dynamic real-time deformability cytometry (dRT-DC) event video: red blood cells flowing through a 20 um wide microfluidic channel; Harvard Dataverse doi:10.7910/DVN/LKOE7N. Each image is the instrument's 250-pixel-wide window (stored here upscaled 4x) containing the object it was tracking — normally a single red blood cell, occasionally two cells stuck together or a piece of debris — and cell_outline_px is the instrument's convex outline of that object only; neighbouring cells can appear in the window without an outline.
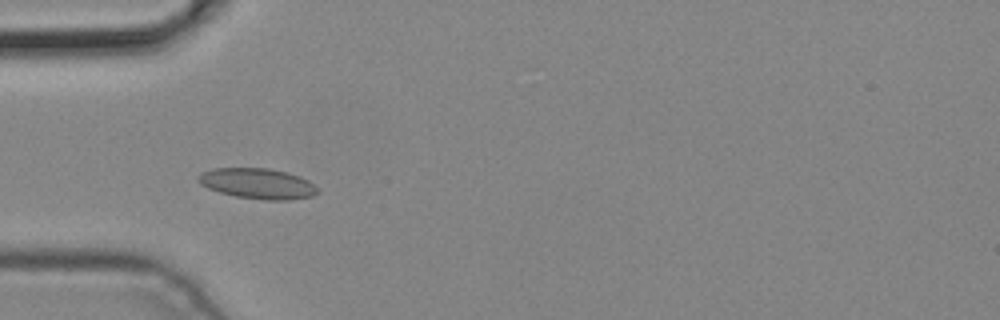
{"species": "common noctule bat (a hibernating species)", "species_latin": "Nyctalus noctula", "temperature_condition": "cold", "stored_images_in_passage": 5, "camera_frame_rate_fps": 3000, "um_per_image_px": 0.085, "animal": {"sex": "male", "body_mass_g": 19.2, "forearm_length_mm": 51.8}, "frame": {"image": 1, "passage_image": 4, "time_ms": 1.0, "image_size_px": [1000, 320], "cell_outline_px": [[320, 192], [312, 196], [288, 200], [268, 200], [236, 196], [220, 192], [208, 188], [200, 184], [196, 180], [196, 176], [200, 172], [212, 168], [268, 168], [288, 172], [300, 176], [308, 180]], "centroid_in_image_um": [21.86, 15.59], "position_along_channel_um": 63.1, "area_um2": 21.33}}
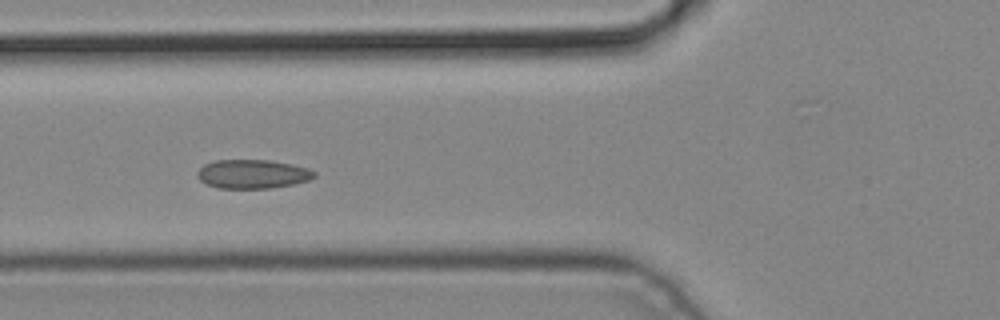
{"frame": {"image": 2, "passage_image": 5, "time_ms": 1.333, "image_size_px": [1000, 320], "cell_outline_px": [[316, 176], [308, 180], [292, 184], [272, 188], [220, 188], [208, 184], [200, 180], [196, 176], [196, 172], [204, 164], [216, 160], [272, 160], [292, 164], [308, 168], [316, 172]], "centroid_in_image_um": [21.47, 14.78], "position_along_channel_um": 104.3, "area_um2": 19.71}}